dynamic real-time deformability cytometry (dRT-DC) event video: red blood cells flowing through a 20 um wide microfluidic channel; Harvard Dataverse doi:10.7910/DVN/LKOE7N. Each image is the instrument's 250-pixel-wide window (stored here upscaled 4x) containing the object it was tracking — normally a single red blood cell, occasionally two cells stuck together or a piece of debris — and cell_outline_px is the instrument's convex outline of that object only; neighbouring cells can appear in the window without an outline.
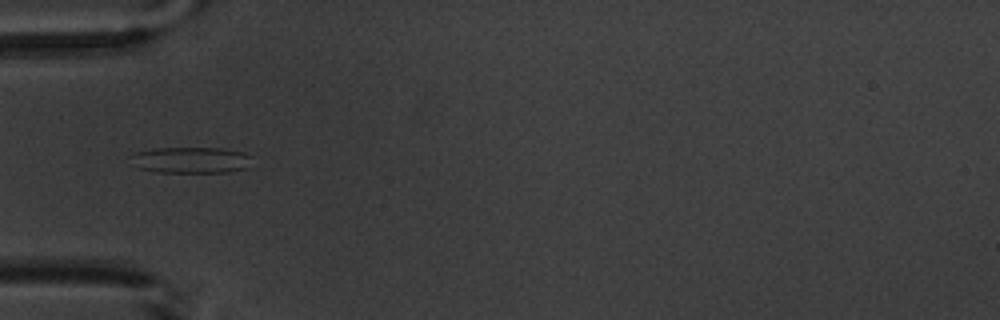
{"species": "common noctule bat (a hibernating species)", "species_latin": "Nyctalus noctula", "temperature_condition": "warm", "stored_images_in_passage": 7, "camera_frame_rate_fps": 3000, "um_per_image_px": 0.085, "animal": {"sex": "male", "body_mass_g": 20.1, "forearm_length_mm": 53.5}, "frame": {"image": 1, "passage_image": 5, "time_ms": 4.667, "image_size_px": [1000, 320], "cell_outline_px": [[252, 156], [248, 168], [228, 172], [156, 172], [140, 168], [128, 156], [136, 152], [152, 148], [220, 148], [244, 152]], "centroid_in_image_um": [16.26, 13.6], "position_along_channel_um": 68.7, "area_um2": 18.55}}
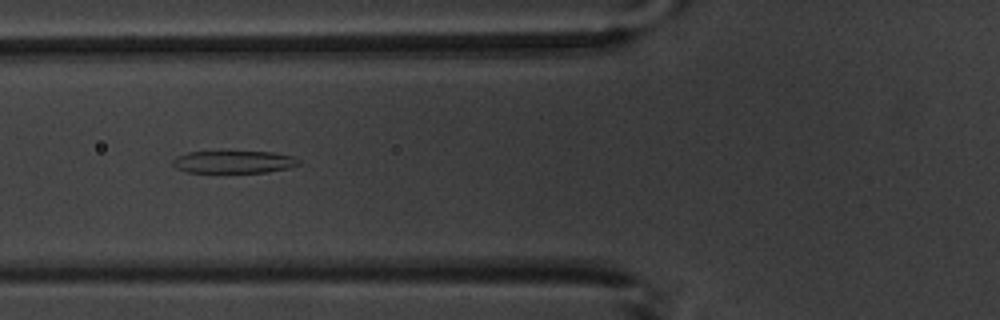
{"frame": {"image": 2, "passage_image": 6, "time_ms": 5.667, "image_size_px": [1000, 320], "cell_outline_px": [[300, 164], [288, 168], [264, 172], [188, 172], [176, 168], [172, 164], [172, 160], [176, 156], [188, 152], [272, 152], [292, 156], [300, 160]], "centroid_in_image_um": [19.85, 13.76], "position_along_channel_um": 105.9, "area_um2": 16.3}}
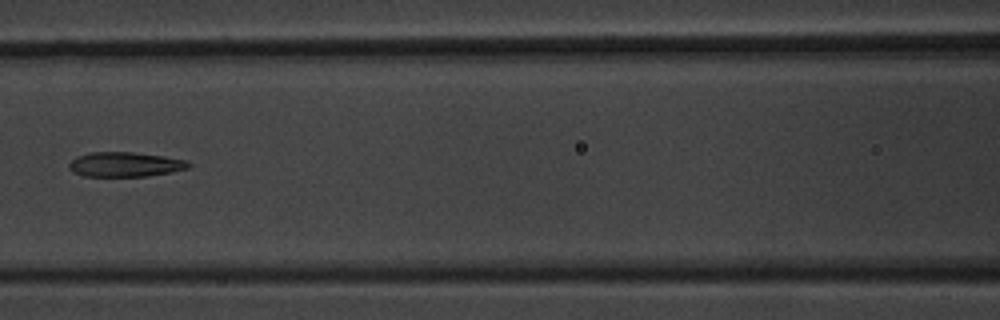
{"frame": {"image": 3, "passage_image": 7, "time_ms": 7.0, "image_size_px": [1000, 320], "cell_outline_px": [[192, 164], [188, 168], [172, 172], [148, 176], [84, 176], [72, 172], [68, 168], [68, 164], [76, 156], [92, 152], [132, 152], [164, 156], [184, 160]], "centroid_in_image_um": [10.61, 13.98], "position_along_channel_um": 156.0, "area_um2": 17.22}}